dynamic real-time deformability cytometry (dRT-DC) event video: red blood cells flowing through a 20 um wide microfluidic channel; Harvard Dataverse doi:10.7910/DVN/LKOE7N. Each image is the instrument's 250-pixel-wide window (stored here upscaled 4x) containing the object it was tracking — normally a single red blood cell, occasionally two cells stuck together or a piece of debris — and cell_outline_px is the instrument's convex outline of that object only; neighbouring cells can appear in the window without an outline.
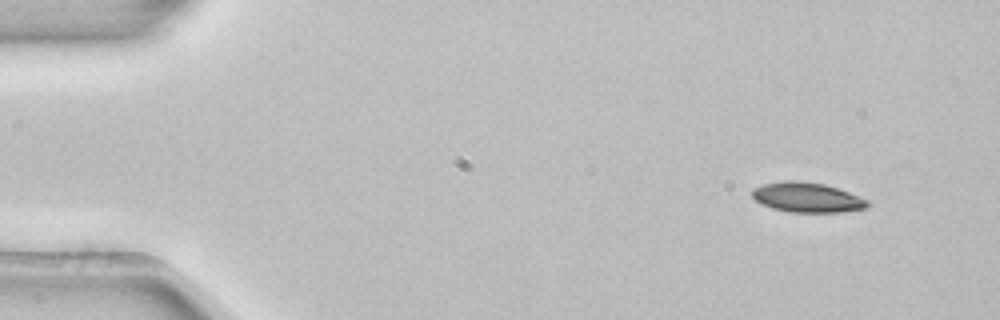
{"species": "common noctule bat (a hibernating species)", "species_latin": "Nyctalus noctula", "temperature_condition": "room temperature", "stored_images_in_passage": 6, "camera_frame_rate_fps": 3000, "um_per_image_px": 0.085, "animal": {"sex": "female", "body_mass_g": 22.7, "forearm_length_mm": 54.2}, "frame": {"image": 1, "passage_image": 1, "time_ms": 0.0, "image_size_px": [1000, 320], "cell_outline_px": [[872, 204], [864, 208], [840, 212], [792, 212], [772, 208], [760, 204], [752, 196], [752, 188], [764, 184], [788, 180], [800, 180], [824, 184], [848, 192], [868, 200]], "centroid_in_image_um": [68.59, 16.77], "position_along_channel_um": 16.4, "area_um2": 20.0}}
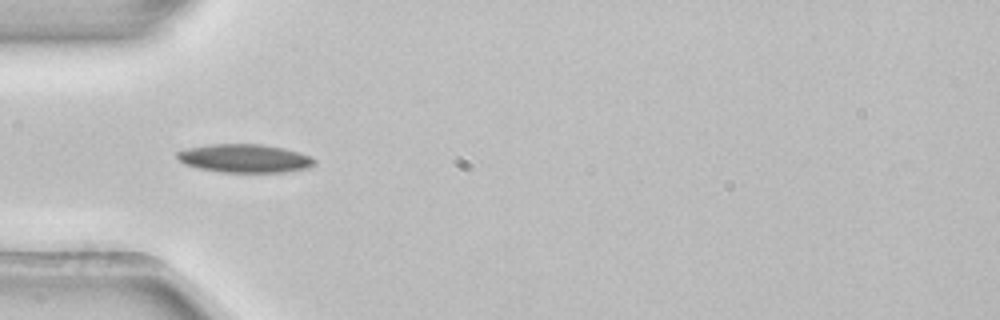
{"frame": {"image": 2, "passage_image": 4, "time_ms": 1.0, "image_size_px": [1000, 320], "cell_outline_px": [[316, 164], [308, 168], [284, 172], [220, 172], [200, 168], [184, 164], [176, 156], [176, 152], [184, 148], [208, 144], [260, 144], [284, 148], [300, 152], [316, 160]], "centroid_in_image_um": [20.78, 13.45], "position_along_channel_um": 64.2, "area_um2": 22.83}}